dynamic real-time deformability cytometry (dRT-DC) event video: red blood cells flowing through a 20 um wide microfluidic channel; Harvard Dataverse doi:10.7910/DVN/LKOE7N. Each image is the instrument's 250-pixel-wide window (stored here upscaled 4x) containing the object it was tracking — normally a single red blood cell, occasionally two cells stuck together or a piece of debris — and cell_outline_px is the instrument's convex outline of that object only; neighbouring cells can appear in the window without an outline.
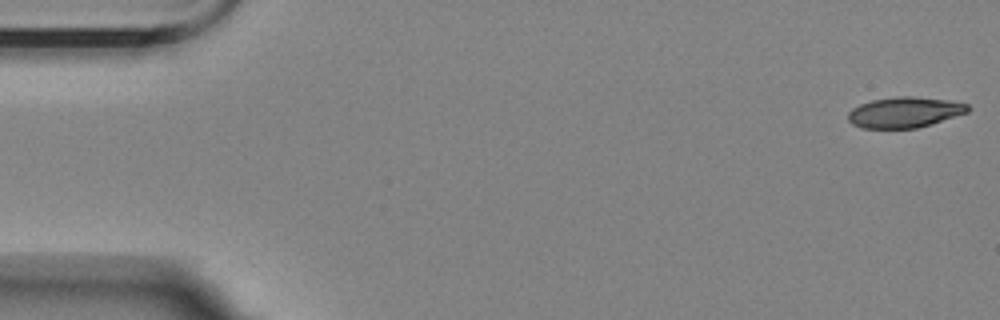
{"species": "Egyptian fruit bat (a non-hibernating species)", "species_latin": "Rousettus aegyptiacus", "temperature_condition": "room temperature", "stored_images_in_passage": 6, "camera_frame_rate_fps": 3000, "um_per_image_px": 0.085, "animal": {"sex": "female"}, "frame": {"image": 1, "passage_image": 1, "time_ms": 0.0, "image_size_px": [1000, 320], "cell_outline_px": [[972, 108], [968, 112], [932, 124], [916, 128], [860, 128], [852, 124], [848, 120], [848, 112], [852, 108], [860, 104], [872, 100], [896, 96], [912, 96], [948, 100], [968, 104]], "centroid_in_image_um": [76.89, 9.54], "position_along_channel_um": 8.1, "area_um2": 21.5}}
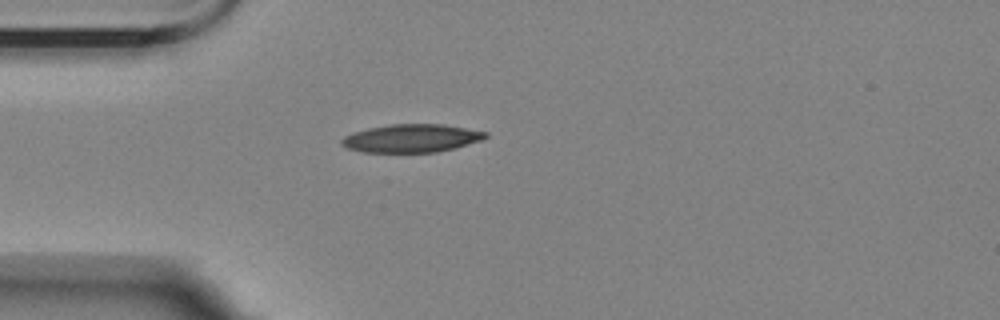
{"frame": {"image": 2, "passage_image": 4, "time_ms": 4.667, "image_size_px": [1000, 320], "cell_outline_px": [[488, 136], [484, 140], [436, 152], [364, 152], [348, 148], [340, 144], [340, 140], [344, 136], [368, 128], [392, 124], [440, 124], [488, 132]], "centroid_in_image_um": [34.98, 11.75], "position_along_channel_um": 50.0, "area_um2": 23.35}}